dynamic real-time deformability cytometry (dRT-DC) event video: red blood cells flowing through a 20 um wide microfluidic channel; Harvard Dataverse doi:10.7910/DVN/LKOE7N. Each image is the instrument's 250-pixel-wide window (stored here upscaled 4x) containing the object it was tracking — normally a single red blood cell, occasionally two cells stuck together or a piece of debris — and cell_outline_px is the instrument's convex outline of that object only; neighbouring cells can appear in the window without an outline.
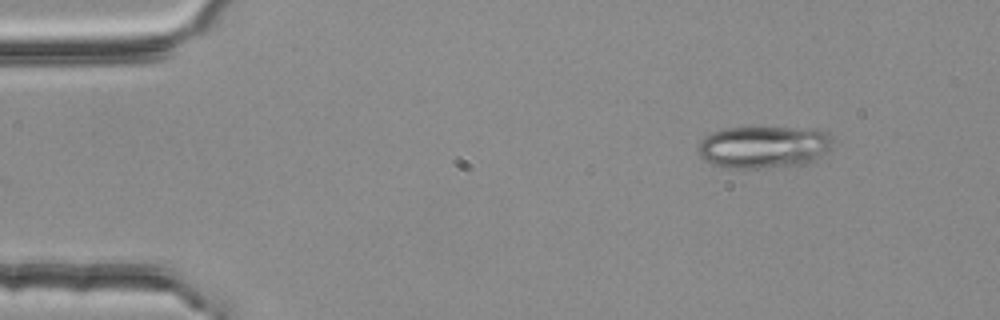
{"species": "common noctule bat (a hibernating species)", "species_latin": "Nyctalus noctula", "temperature_condition": "room temperature", "stored_images_in_passage": 2, "camera_frame_rate_fps": 3000, "um_per_image_px": 0.085, "animal": {"sex": "female", "body_mass_g": 25.1}, "frame": {"image": 1, "passage_image": 2, "time_ms": 0.333, "image_size_px": [1000, 320], "cell_outline_px": [[836, 144], [812, 160], [804, 164], [760, 168], [724, 168], [712, 164], [700, 156], [696, 148], [700, 140], [712, 132], [724, 128], [816, 128], [828, 132], [836, 140]], "centroid_in_image_um": [64.93, 12.48], "position_along_channel_um": 20.1, "area_um2": 33.41}}